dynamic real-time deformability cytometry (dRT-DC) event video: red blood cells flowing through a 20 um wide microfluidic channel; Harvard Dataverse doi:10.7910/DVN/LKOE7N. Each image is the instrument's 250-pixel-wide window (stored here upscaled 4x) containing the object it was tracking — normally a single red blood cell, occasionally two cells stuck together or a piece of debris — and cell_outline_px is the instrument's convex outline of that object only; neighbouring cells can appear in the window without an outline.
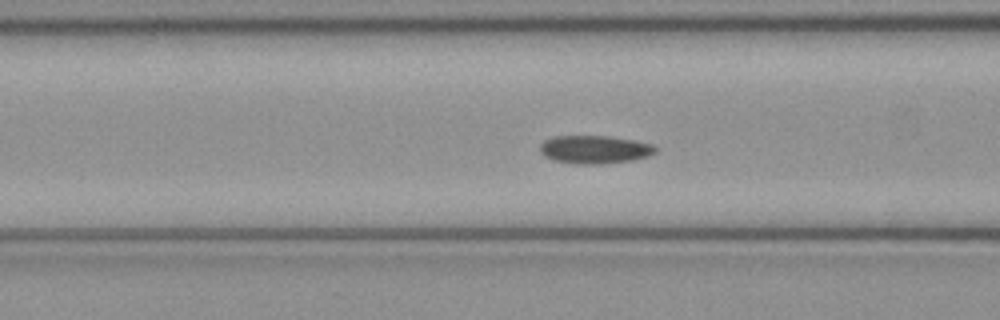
{"species": "common noctule bat (a hibernating species)", "species_latin": "Nyctalus noctula", "temperature_condition": "cold", "stored_images_in_passage": 50, "camera_frame_rate_fps": 3000, "um_per_image_px": 0.085, "animal": {"sex": "female", "body_mass_g": 21.9}, "frame": {"image": 1, "passage_image": 19, "time_ms": 6.0, "image_size_px": [1000, 320], "cell_outline_px": [[656, 152], [648, 156], [632, 160], [600, 164], [576, 164], [556, 160], [544, 156], [540, 152], [540, 144], [544, 140], [552, 136], [608, 136], [636, 140], [652, 144], [656, 148]], "centroid_in_image_um": [50.54, 12.7], "position_along_channel_um": 116.1, "area_um2": 18.96}}
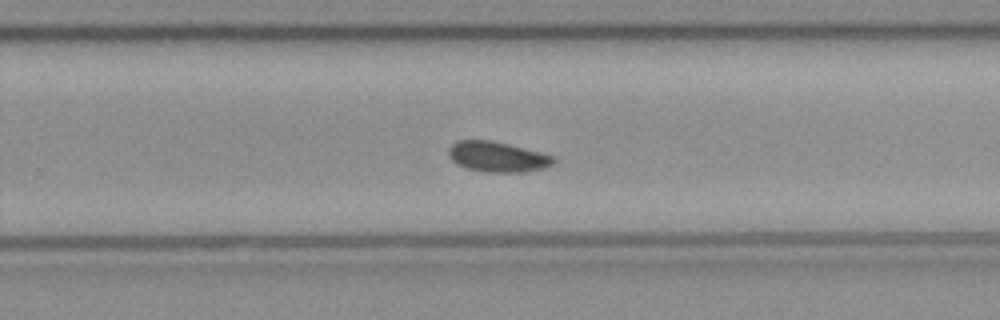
{"frame": {"image": 2, "passage_image": 32, "time_ms": 10.333, "image_size_px": [1000, 320], "cell_outline_px": [[556, 160], [552, 164], [544, 168], [524, 172], [484, 172], [468, 168], [456, 164], [448, 156], [448, 148], [456, 140], [492, 140], [540, 152], [552, 156]], "centroid_in_image_um": [42.24, 13.32], "position_along_channel_um": 287.6, "area_um2": 18.55}}
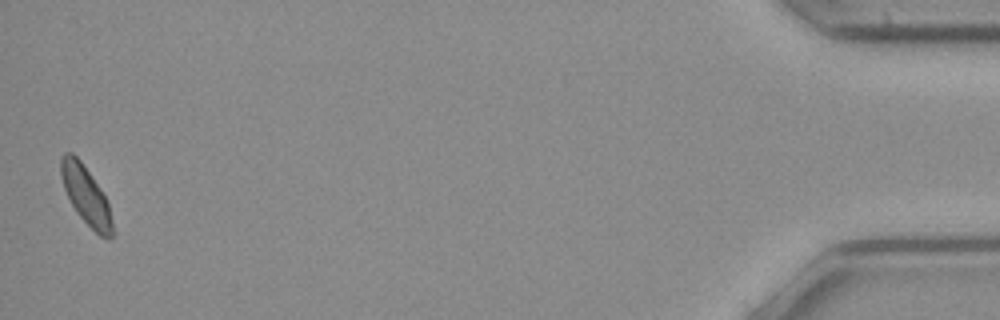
{"frame": {"image": 3, "passage_image": 50, "time_ms": 16.333, "image_size_px": [1000, 320], "cell_outline_px": [[112, 236], [108, 240], [100, 236], [76, 212], [64, 188], [60, 176], [60, 156], [64, 152], [72, 152], [80, 160], [100, 188], [108, 204], [112, 220]], "centroid_in_image_um": [7.28, 16.57], "position_along_channel_um": 427.9, "area_um2": 17.22}, "authors_computed_cell_mechanics": {"area_um2": 18.4671, "velocity_mm_per_s": 3.9624, "shape_relaxation_time_tau1_ms": 2.0191, "shape_relaxation_time_tau2_ms": 4.7154, "deformation_change_tau1": 0.073, "deformation_change_tau2": 0.0832}}